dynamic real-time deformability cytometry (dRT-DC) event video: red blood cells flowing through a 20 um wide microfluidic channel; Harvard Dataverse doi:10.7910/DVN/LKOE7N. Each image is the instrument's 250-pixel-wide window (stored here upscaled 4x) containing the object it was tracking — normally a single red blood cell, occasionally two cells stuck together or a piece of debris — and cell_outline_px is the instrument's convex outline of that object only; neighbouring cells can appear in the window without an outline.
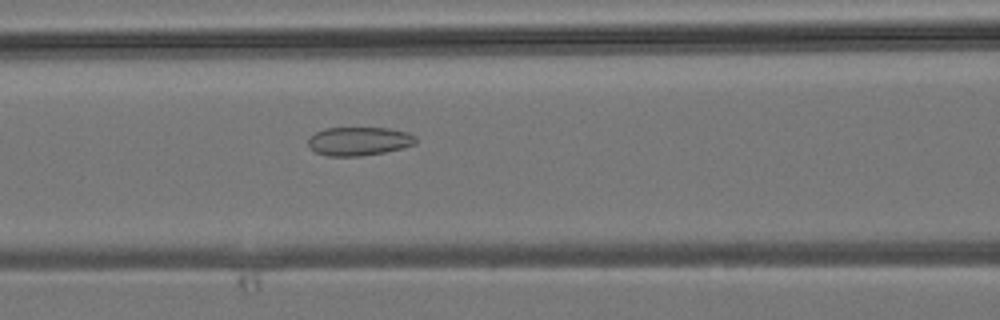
{"species": "common noctule bat (a hibernating species)", "species_latin": "Nyctalus noctula", "temperature_condition": "room temperature", "stored_images_in_passage": 45, "camera_frame_rate_fps": 3000, "um_per_image_px": 0.085, "animal": {"sex": "male", "body_mass_g": 19.2, "forearm_length_mm": 51.8}, "frame": {"image": 1, "passage_image": 19, "time_ms": 6.0, "image_size_px": [1000, 320], "cell_outline_px": [[416, 144], [404, 148], [384, 152], [360, 156], [328, 156], [316, 152], [308, 144], [308, 140], [316, 132], [324, 128], [388, 128], [408, 132], [416, 136]], "centroid_in_image_um": [30.56, 12.0], "position_along_channel_um": 136.0, "area_um2": 17.92}}
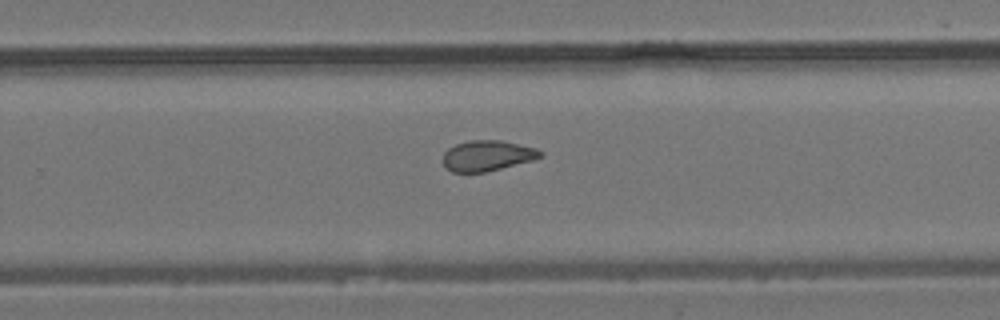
{"frame": {"image": 2, "passage_image": 29, "time_ms": 9.333, "image_size_px": [1000, 320], "cell_outline_px": [[544, 156], [532, 160], [484, 172], [452, 172], [444, 164], [444, 152], [448, 148], [456, 144], [468, 140], [500, 140], [536, 148], [544, 152]], "centroid_in_image_um": [41.44, 13.22], "position_along_channel_um": 288.4, "area_um2": 17.17}}
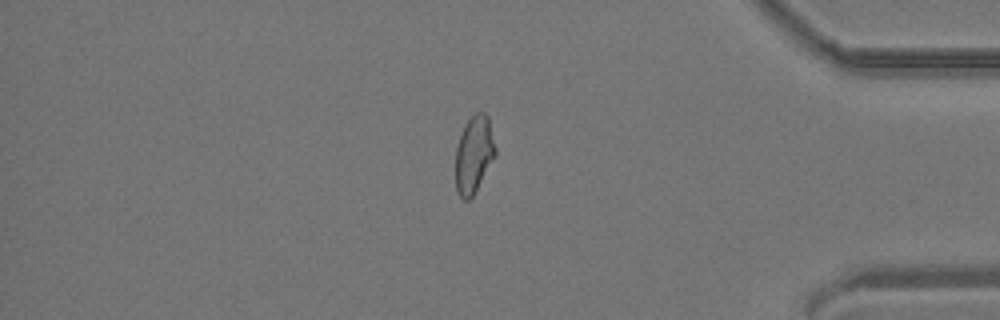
{"frame": {"image": 3, "passage_image": 38, "time_ms": 12.333, "image_size_px": [1000, 320], "cell_outline_px": [[496, 156], [472, 196], [468, 200], [464, 200], [460, 196], [456, 188], [456, 148], [464, 124], [476, 112], [484, 112], [488, 116], [496, 148]], "centroid_in_image_um": [40.29, 13.1], "position_along_channel_um": 394.9, "area_um2": 17.8}}